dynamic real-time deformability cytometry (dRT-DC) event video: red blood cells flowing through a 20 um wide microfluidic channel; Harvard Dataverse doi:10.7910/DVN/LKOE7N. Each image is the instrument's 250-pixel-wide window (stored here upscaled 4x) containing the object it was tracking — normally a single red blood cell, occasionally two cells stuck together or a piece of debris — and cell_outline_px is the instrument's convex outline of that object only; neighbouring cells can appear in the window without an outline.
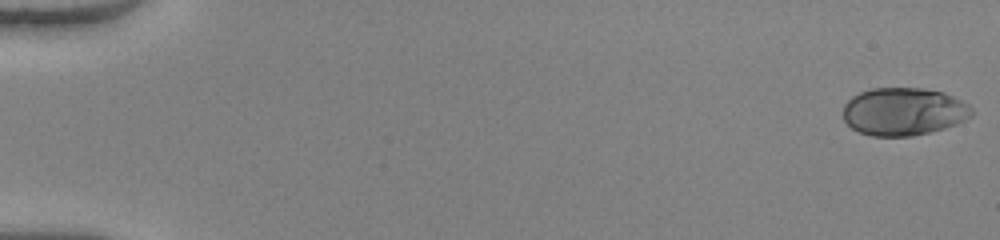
{"species": "human", "species_latin": "Homo sapiens", "temperature_condition": "warm", "stored_images_in_passage": 51, "camera_frame_rate_fps": 3000, "um_per_image_px": 0.085, "donor": {"sex": "female"}, "frame": {"image": 1, "passage_image": 1, "time_ms": 0.0, "image_size_px": [1000, 240], "cell_outline_px": [[972, 116], [956, 124], [944, 128], [912, 136], [872, 136], [860, 132], [852, 128], [844, 120], [844, 104], [852, 96], [860, 92], [872, 88], [924, 88], [944, 92], [968, 104], [972, 108]], "centroid_in_image_um": [76.81, 9.47], "position_along_channel_um": 8.2, "area_um2": 35.78}}
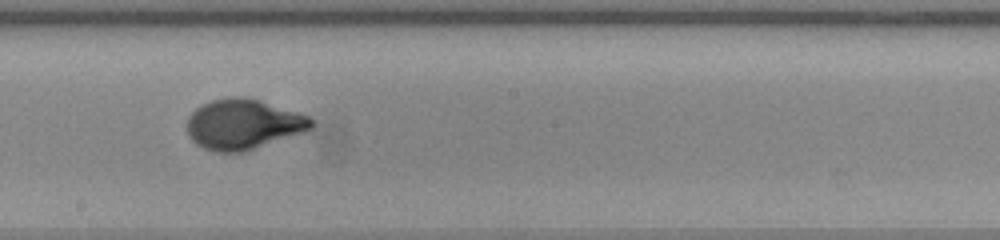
{"frame": {"image": 2, "passage_image": 30, "time_ms": 9.667, "image_size_px": [1000, 240], "cell_outline_px": [[316, 124], [312, 128], [304, 132], [240, 152], [216, 152], [204, 148], [196, 144], [188, 136], [188, 116], [200, 104], [212, 100], [232, 96], [244, 96], [260, 100], [308, 116]], "centroid_in_image_um": [20.65, 10.54], "position_along_channel_um": 227.5, "area_um2": 36.13}}
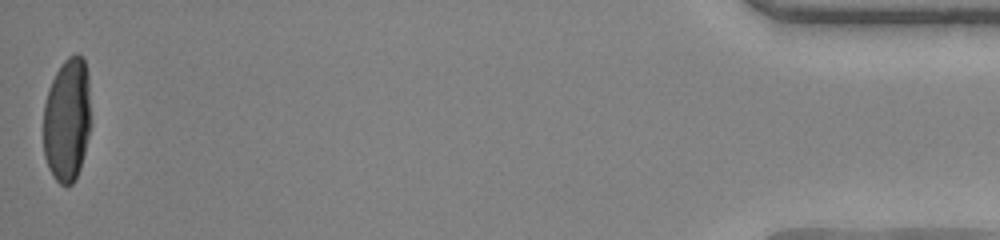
{"frame": {"image": 3, "passage_image": 51, "time_ms": 16.667, "image_size_px": [1000, 240], "cell_outline_px": [[92, 124], [80, 168], [72, 184], [60, 184], [52, 176], [48, 168], [44, 156], [44, 104], [48, 88], [56, 72], [64, 60], [68, 56], [76, 52], [84, 56], [88, 76]], "centroid_in_image_um": [5.73, 10.14], "position_along_channel_um": 429.5, "area_um2": 34.91}, "authors_computed_cell_mechanics": {"area_um2": 35.4314, "velocity_mm_per_s": 4.1038, "shape_relaxation_time_tau1_ms": 4.2876, "shape_relaxation_time_tau2_ms": null, "deformation_change_tau1": 0.2405, "deformation_change_tau2": null}}